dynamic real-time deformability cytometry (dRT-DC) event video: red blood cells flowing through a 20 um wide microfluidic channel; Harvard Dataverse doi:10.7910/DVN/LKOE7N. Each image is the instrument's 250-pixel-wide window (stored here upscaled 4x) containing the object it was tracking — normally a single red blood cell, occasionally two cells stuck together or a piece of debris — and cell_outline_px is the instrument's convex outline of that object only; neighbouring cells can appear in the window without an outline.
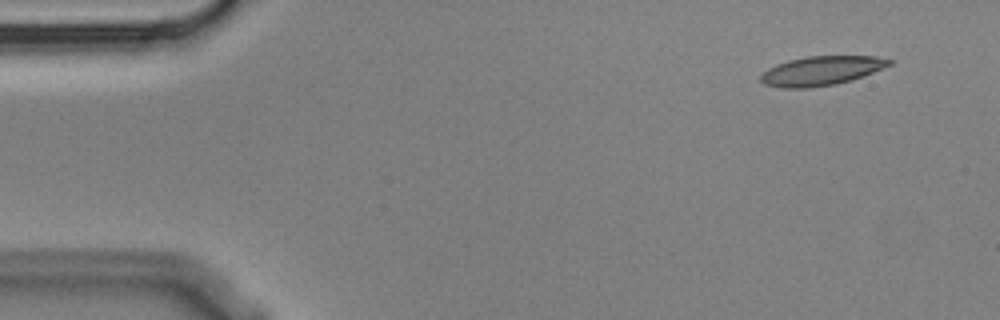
{"species": "Egyptian fruit bat (a non-hibernating species)", "species_latin": "Rousettus aegyptiacus", "temperature_condition": "cold", "stored_images_in_passage": 4, "camera_frame_rate_fps": 3000, "um_per_image_px": 0.085, "animal": {"sex": "male"}, "frame": {"image": 1, "passage_image": 1, "time_ms": 0.0, "image_size_px": [1000, 320], "cell_outline_px": [[892, 64], [852, 80], [836, 84], [808, 88], [780, 88], [764, 84], [760, 80], [760, 76], [768, 68], [776, 64], [788, 60], [804, 56], [876, 56], [892, 60]], "centroid_in_image_um": [69.78, 6.01], "position_along_channel_um": 15.2, "area_um2": 21.91}}
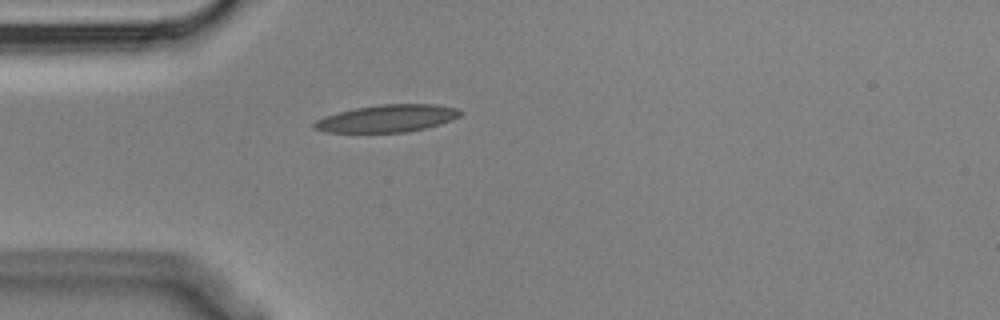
{"frame": {"image": 2, "passage_image": 4, "time_ms": 1.0, "image_size_px": [1000, 320], "cell_outline_px": [[464, 112], [460, 116], [452, 120], [440, 124], [408, 132], [324, 132], [312, 128], [312, 124], [316, 120], [324, 116], [356, 108], [380, 104], [436, 104], [456, 108]], "centroid_in_image_um": [32.92, 10.06], "position_along_channel_um": 52.1, "area_um2": 23.29}}